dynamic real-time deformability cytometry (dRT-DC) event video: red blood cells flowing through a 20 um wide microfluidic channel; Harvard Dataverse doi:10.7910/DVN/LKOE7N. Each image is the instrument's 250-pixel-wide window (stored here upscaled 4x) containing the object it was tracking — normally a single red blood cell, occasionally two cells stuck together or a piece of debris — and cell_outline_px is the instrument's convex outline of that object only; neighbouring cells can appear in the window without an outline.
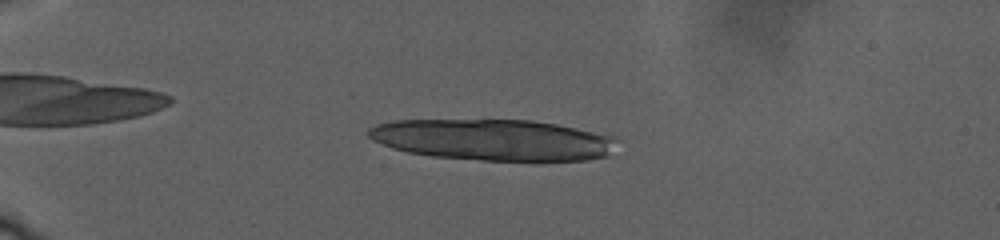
{"species": "human", "species_latin": "Homo sapiens", "temperature_condition": "warm", "stored_images_in_passage": 53, "camera_frame_rate_fps": 3000, "um_per_image_px": 0.085, "donor": {"sex": "male"}, "frame": {"image": 1, "passage_image": 38, "time_ms": 8.667, "image_size_px": [1000, 240], "cell_outline_px": [[616, 140], [608, 156], [588, 160], [480, 160], [432, 156], [408, 152], [392, 148], [380, 144], [372, 140], [364, 132], [368, 128], [376, 124], [392, 120], [532, 120], [556, 124], [616, 136]], "centroid_in_image_um": [41.86, 11.88], "position_along_channel_um": 43.1, "area_um2": 59.77}}